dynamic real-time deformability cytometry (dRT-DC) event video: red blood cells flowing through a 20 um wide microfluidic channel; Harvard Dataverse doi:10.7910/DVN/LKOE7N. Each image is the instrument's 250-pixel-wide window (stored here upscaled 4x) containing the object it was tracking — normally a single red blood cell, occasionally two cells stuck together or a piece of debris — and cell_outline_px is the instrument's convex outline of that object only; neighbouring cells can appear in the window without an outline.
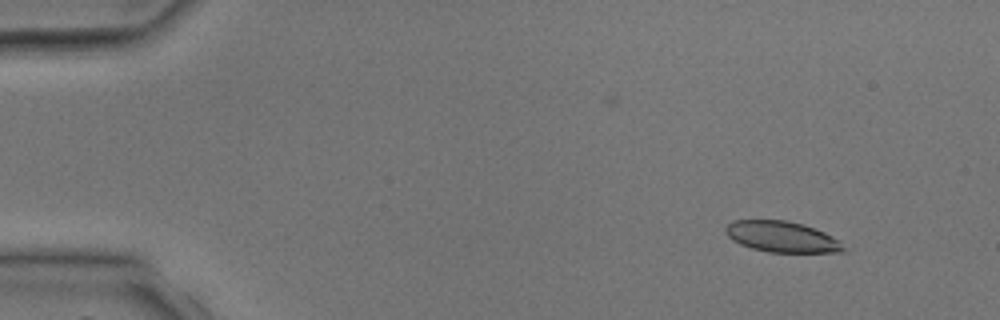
{"species": "common noctule bat (a hibernating species)", "species_latin": "Nyctalus noctula", "temperature_condition": "room temperature", "stored_images_in_passage": 3, "camera_frame_rate_fps": 3000, "um_per_image_px": 0.085, "animal": {"sex": "male", "body_mass_g": 17.9, "forearm_length_mm": 54.2}, "frame": {"image": 1, "passage_image": 1, "time_ms": 0.0, "image_size_px": [1000, 320], "cell_outline_px": [[848, 252], [768, 252], [752, 248], [740, 244], [732, 240], [724, 232], [724, 228], [732, 220], [788, 220], [804, 224], [824, 232], [840, 240]], "centroid_in_image_um": [66.47, 20.12], "position_along_channel_um": 18.5, "area_um2": 21.44}}
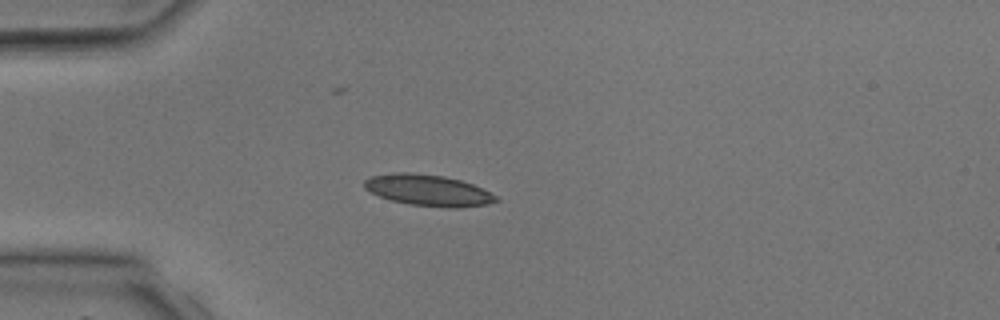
{"frame": {"image": 2, "passage_image": 3, "time_ms": 2.333, "image_size_px": [1000, 320], "cell_outline_px": [[500, 200], [488, 204], [460, 208], [448, 208], [408, 204], [392, 200], [380, 196], [364, 188], [364, 180], [372, 176], [392, 172], [412, 172], [444, 176], [460, 180], [472, 184], [496, 196]], "centroid_in_image_um": [36.39, 16.17], "position_along_channel_um": 48.6, "area_um2": 23.93}}